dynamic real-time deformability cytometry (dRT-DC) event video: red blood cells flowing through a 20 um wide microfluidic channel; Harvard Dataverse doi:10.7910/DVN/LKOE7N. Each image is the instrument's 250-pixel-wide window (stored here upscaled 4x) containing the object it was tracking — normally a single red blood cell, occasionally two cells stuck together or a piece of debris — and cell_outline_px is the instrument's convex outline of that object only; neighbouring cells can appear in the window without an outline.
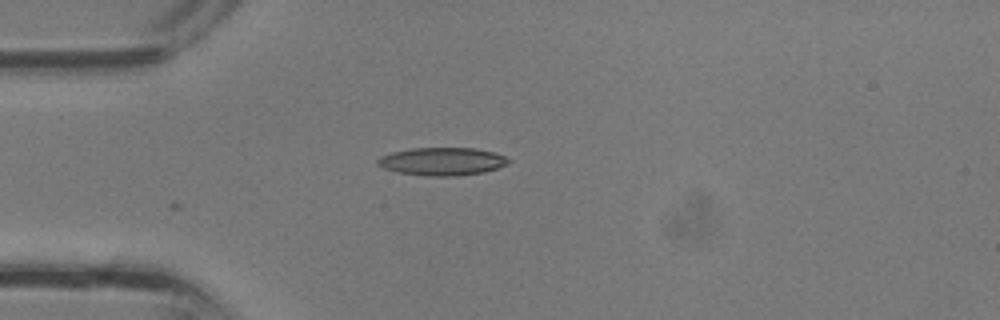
{"species": "common noctule bat (a hibernating species)", "species_latin": "Nyctalus noctula", "temperature_condition": "room temperature", "stored_images_in_passage": 10, "camera_frame_rate_fps": 3000, "um_per_image_px": 0.085, "animal": {"sex": "male", "body_mass_g": 13.3}, "frame": {"image": 1, "passage_image": 1, "time_ms": 0.0, "image_size_px": [1000, 320], "cell_outline_px": [[512, 160], [496, 168], [484, 172], [456, 176], [428, 176], [396, 172], [384, 168], [376, 164], [376, 160], [380, 156], [392, 152], [412, 148], [476, 148], [496, 152]], "centroid_in_image_um": [37.56, 13.72], "position_along_channel_um": 47.4, "area_um2": 21.33}}
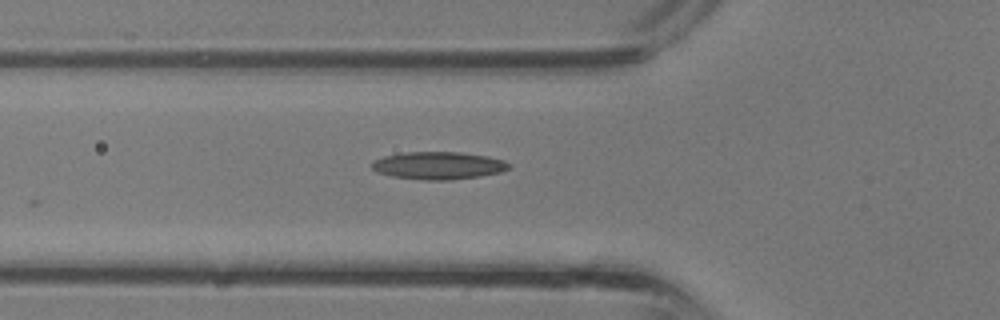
{"frame": {"image": 2, "passage_image": 4, "time_ms": 1.0, "image_size_px": [1000, 320], "cell_outline_px": [[512, 168], [500, 172], [480, 176], [452, 180], [424, 180], [392, 176], [376, 172], [372, 168], [372, 160], [384, 156], [400, 152], [460, 152], [488, 156], [504, 160], [512, 164]], "centroid_in_image_um": [37.28, 14.06], "position_along_channel_um": 88.5, "area_um2": 22.31}}
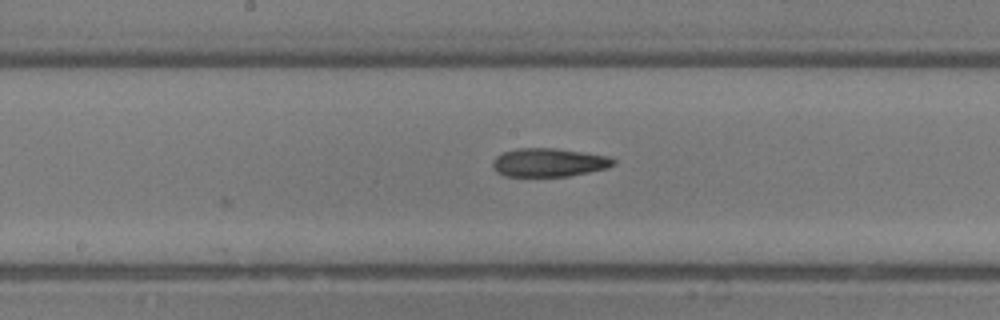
{"frame": {"image": 3, "passage_image": 10, "time_ms": 3.0, "image_size_px": [1000, 320], "cell_outline_px": [[616, 164], [608, 168], [568, 176], [504, 176], [496, 172], [492, 168], [492, 160], [496, 156], [504, 152], [516, 148], [556, 148], [608, 156], [616, 160]], "centroid_in_image_um": [46.63, 13.81], "position_along_channel_um": 201.6, "area_um2": 20.17}}